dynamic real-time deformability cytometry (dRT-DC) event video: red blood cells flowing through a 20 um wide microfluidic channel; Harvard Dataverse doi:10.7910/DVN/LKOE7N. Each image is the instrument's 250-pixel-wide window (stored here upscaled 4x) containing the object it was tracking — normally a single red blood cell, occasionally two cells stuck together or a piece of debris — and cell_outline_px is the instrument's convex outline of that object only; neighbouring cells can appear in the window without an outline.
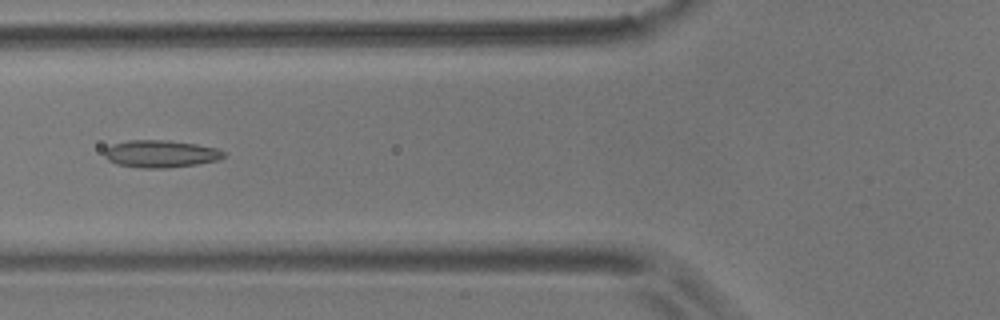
{"species": "common noctule bat (a hibernating species)", "species_latin": "Nyctalus noctula", "temperature_condition": "room temperature", "stored_images_in_passage": 9, "camera_frame_rate_fps": 3000, "um_per_image_px": 0.085, "animal": {"sex": "male", "body_mass_g": 17.9}, "frame": {"image": 1, "passage_image": 6, "time_ms": 1.667, "image_size_px": [1000, 320], "cell_outline_px": [[224, 156], [216, 160], [196, 164], [164, 168], [140, 168], [116, 164], [108, 160], [104, 156], [104, 148], [112, 144], [128, 140], [168, 140], [196, 144], [216, 148], [224, 152]], "centroid_in_image_um": [13.58, 13.07], "position_along_channel_um": 112.2, "area_um2": 18.96}}